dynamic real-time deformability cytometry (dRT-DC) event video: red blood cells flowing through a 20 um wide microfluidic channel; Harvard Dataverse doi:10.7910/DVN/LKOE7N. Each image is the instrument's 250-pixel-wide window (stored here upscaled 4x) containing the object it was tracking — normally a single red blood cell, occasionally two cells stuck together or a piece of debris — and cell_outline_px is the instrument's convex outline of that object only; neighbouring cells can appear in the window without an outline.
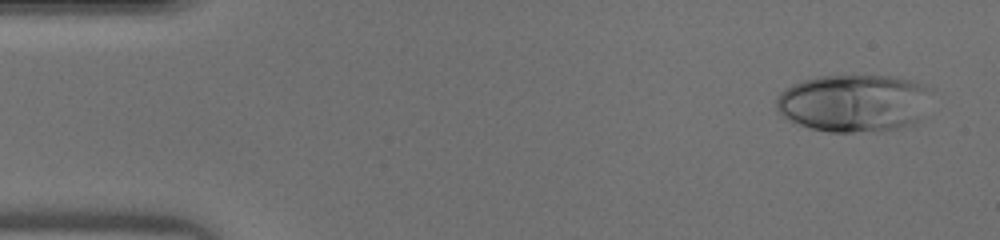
{"species": "human", "species_latin": "Homo sapiens", "temperature_condition": "warm", "stored_images_in_passage": 45, "camera_frame_rate_fps": 3000, "um_per_image_px": 0.085, "donor": {"sex": "male"}, "frame": {"image": 1, "passage_image": 2, "time_ms": 0.333, "image_size_px": [1000, 240], "cell_outline_px": [[932, 88], [916, 120], [908, 124], [896, 128], [852, 132], [832, 132], [812, 128], [800, 124], [784, 116], [776, 108], [776, 100], [780, 92], [792, 84], [804, 80], [820, 76], [896, 76], [916, 80]], "centroid_in_image_um": [72.55, 8.72], "position_along_channel_um": 12.5, "area_um2": 51.21}}
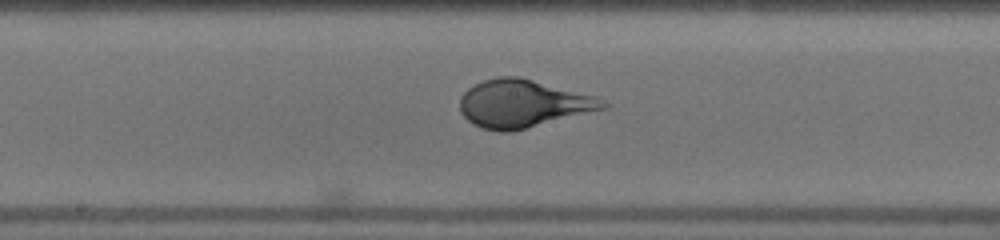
{"frame": {"image": 2, "passage_image": 23, "time_ms": 7.333, "image_size_px": [1000, 240], "cell_outline_px": [[608, 108], [508, 132], [500, 132], [484, 128], [472, 124], [460, 112], [460, 96], [468, 88], [484, 80], [500, 76], [516, 76], [596, 96], [608, 104]], "centroid_in_image_um": [44.43, 8.81], "position_along_channel_um": 203.8, "area_um2": 39.3}}
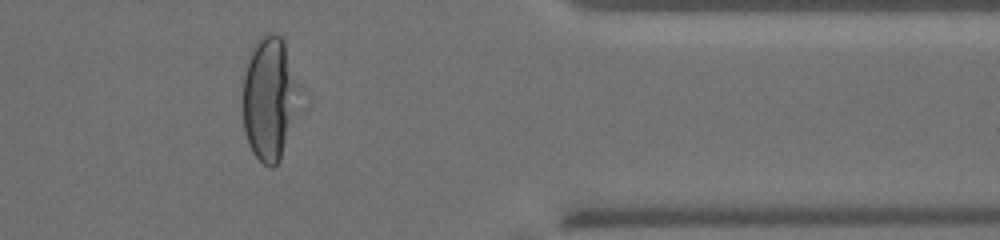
{"frame": {"image": 3, "passage_image": 37, "time_ms": 12.0, "image_size_px": [1000, 240], "cell_outline_px": [[296, 88], [280, 160], [272, 168], [264, 164], [252, 152], [248, 144], [244, 132], [240, 104], [244, 72], [248, 60], [256, 40], [264, 32], [276, 32], [280, 36], [284, 44]], "centroid_in_image_um": [22.72, 8.33], "position_along_channel_um": 388.7, "area_um2": 38.73}}